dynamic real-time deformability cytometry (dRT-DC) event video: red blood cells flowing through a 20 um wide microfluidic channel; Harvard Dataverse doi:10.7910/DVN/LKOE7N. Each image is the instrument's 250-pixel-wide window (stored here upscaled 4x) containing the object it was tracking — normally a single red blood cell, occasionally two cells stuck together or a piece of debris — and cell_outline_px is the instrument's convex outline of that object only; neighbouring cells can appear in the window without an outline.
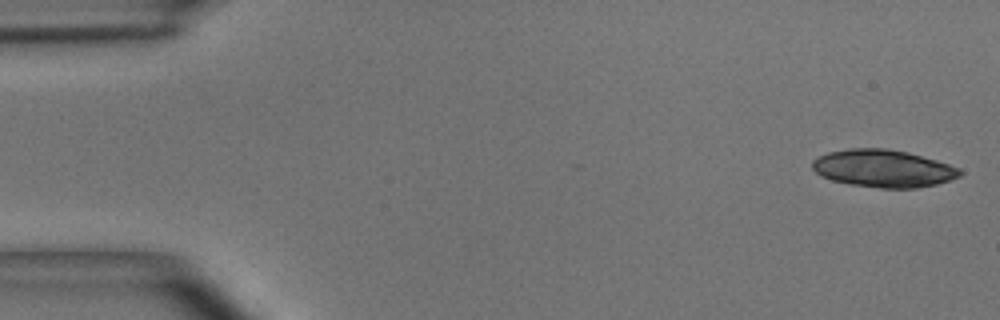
{"species": "common noctule bat (a hibernating species)", "species_latin": "Nyctalus noctula", "temperature_condition": "room temperature", "stored_images_in_passage": 28, "camera_frame_rate_fps": 3000, "um_per_image_px": 0.085, "animal": {"sex": "male", "body_mass_g": 15.6}, "frame": {"image": 1, "passage_image": 1, "time_ms": 0.0, "image_size_px": [1000, 320], "cell_outline_px": [[964, 172], [960, 176], [936, 184], [916, 188], [880, 188], [848, 184], [832, 180], [820, 176], [812, 168], [812, 160], [828, 152], [848, 148], [884, 148], [908, 152], [936, 160], [960, 168]], "centroid_in_image_um": [75.06, 14.32], "position_along_channel_um": 9.9, "area_um2": 32.31}}
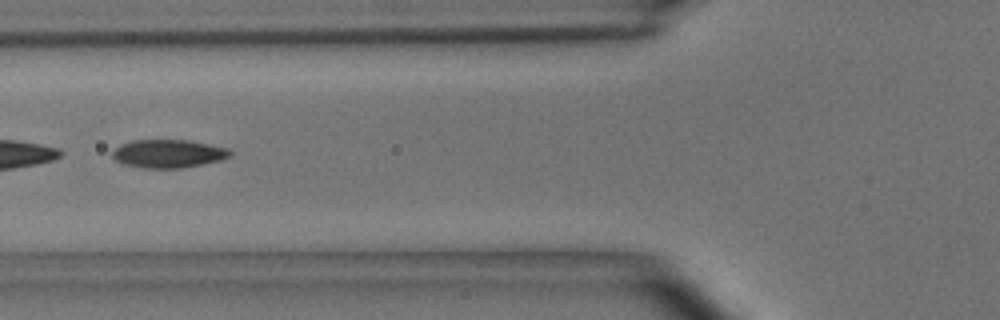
{"frame": {"image": 2, "passage_image": 20, "time_ms": 6.333, "image_size_px": [1000, 320], "cell_outline_px": [[232, 152], [228, 156], [220, 160], [180, 168], [144, 168], [120, 164], [112, 156], [112, 152], [120, 144], [132, 140], [188, 140], [228, 148]], "centroid_in_image_um": [14.25, 13.06], "position_along_channel_um": 111.6, "area_um2": 19.25}}